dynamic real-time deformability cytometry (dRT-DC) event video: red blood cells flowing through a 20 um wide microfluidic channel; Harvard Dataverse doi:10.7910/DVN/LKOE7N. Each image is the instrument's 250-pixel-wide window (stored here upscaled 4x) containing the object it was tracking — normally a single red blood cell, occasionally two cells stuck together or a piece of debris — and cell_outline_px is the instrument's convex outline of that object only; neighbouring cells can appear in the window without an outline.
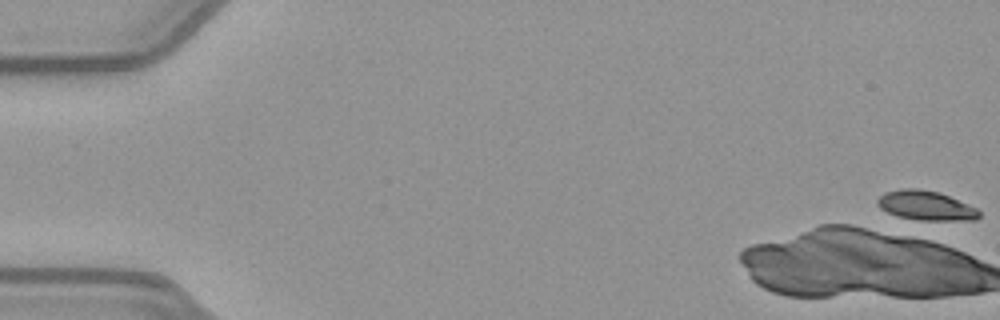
{"species": "common noctule bat (a hibernating species)", "species_latin": "Nyctalus noctula", "temperature_condition": "warm", "stored_images_in_passage": 1, "camera_frame_rate_fps": 3000, "um_per_image_px": 0.085, "animal": {"sex": "female", "body_mass_g": 21.9}, "frame": {"image": 1, "passage_image": 1, "time_ms": 0.0, "image_size_px": [1000, 320], "cell_outline_px": [[980, 216], [976, 220], [932, 224], [928, 224], [904, 220], [880, 208], [876, 204], [876, 200], [884, 192], [900, 188], [920, 188], [940, 192], [976, 208], [980, 212]], "centroid_in_image_um": [78.7, 17.55], "position_along_channel_um": 6.3, "area_um2": 18.9}}